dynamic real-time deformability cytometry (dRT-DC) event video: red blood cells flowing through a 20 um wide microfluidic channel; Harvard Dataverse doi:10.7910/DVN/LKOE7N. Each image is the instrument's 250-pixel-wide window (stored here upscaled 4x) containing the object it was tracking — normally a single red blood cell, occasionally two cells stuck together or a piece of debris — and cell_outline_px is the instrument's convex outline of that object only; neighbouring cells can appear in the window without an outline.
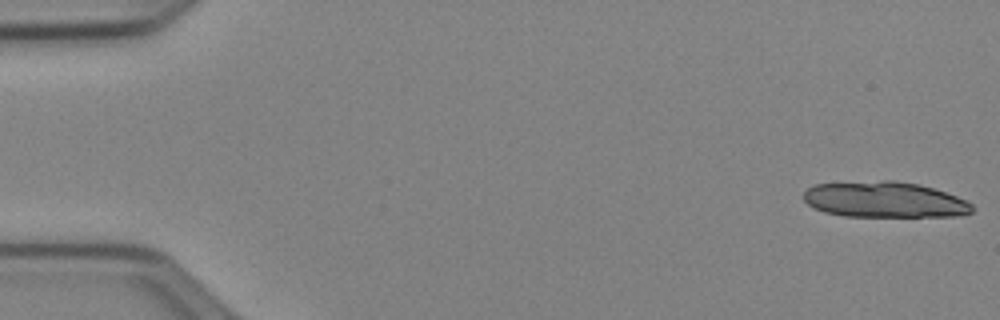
{"species": "Egyptian fruit bat (a non-hibernating species)", "species_latin": "Rousettus aegyptiacus", "temperature_condition": "cold", "stored_images_in_passage": 16, "camera_frame_rate_fps": 3000, "um_per_image_px": 0.085, "animal": {"sex": "female"}, "frame": {"image": 1, "passage_image": 1, "time_ms": 0.0, "image_size_px": [1000, 320], "cell_outline_px": [[976, 208], [972, 212], [956, 216], [844, 216], [824, 212], [808, 204], [804, 200], [804, 192], [808, 188], [816, 184], [884, 180], [892, 180], [920, 184], [968, 200]], "centroid_in_image_um": [75.22, 16.97], "position_along_channel_um": 9.8, "area_um2": 35.14}}